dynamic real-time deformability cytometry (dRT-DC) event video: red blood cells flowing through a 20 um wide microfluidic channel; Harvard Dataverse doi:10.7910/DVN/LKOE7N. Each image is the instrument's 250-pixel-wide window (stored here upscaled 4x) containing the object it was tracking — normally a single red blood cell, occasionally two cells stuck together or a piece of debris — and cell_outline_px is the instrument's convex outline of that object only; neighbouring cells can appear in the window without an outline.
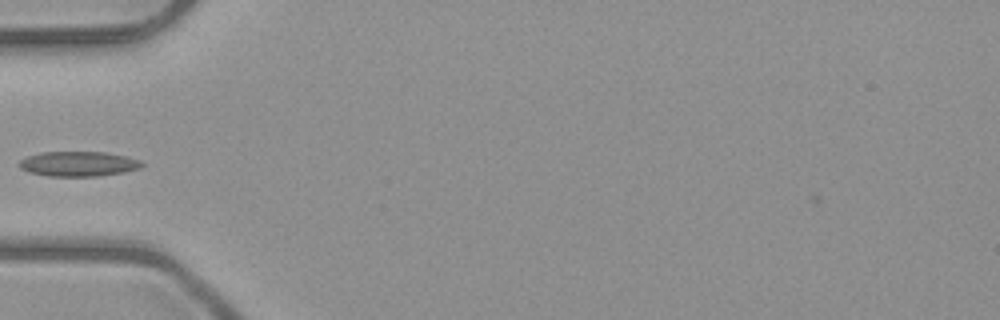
{"species": "common noctule bat (a hibernating species)", "species_latin": "Nyctalus noctula", "temperature_condition": "room temperature", "stored_images_in_passage": 35, "camera_frame_rate_fps": 3000, "um_per_image_px": 0.085, "animal": {"sex": "male", "body_mass_g": 23.1, "forearm_length_mm": 52.7}, "frame": {"image": 1, "passage_image": 1, "time_ms": 0.0, "image_size_px": [1000, 320], "cell_outline_px": [[144, 164], [140, 168], [124, 172], [100, 176], [48, 176], [28, 172], [20, 168], [16, 164], [20, 160], [28, 156], [40, 152], [104, 152], [124, 156], [140, 160]], "centroid_in_image_um": [6.63, 13.93], "position_along_channel_um": 78.4, "area_um2": 17.86}}
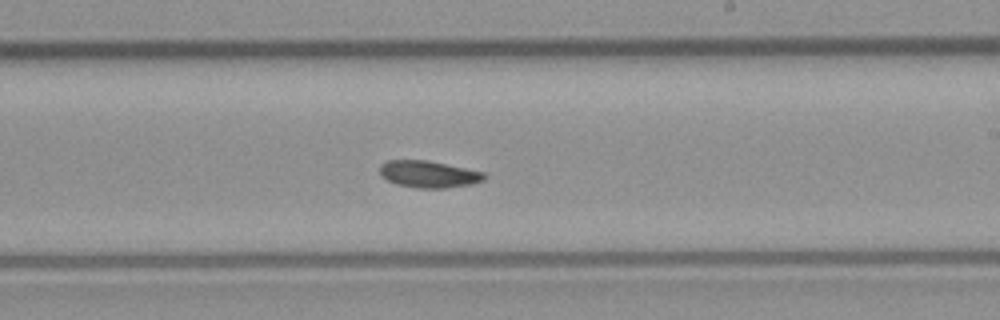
{"frame": {"image": 2, "passage_image": 14, "time_ms": 4.333, "image_size_px": [1000, 320], "cell_outline_px": [[488, 176], [484, 180], [472, 184], [444, 188], [416, 188], [396, 184], [380, 176], [380, 164], [388, 160], [428, 160], [484, 172]], "centroid_in_image_um": [36.43, 14.8], "position_along_channel_um": 252.6, "area_um2": 16.47}}
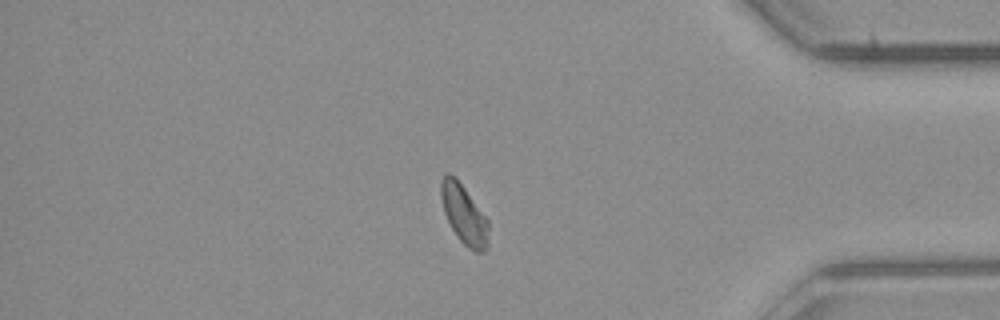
{"frame": {"image": 3, "passage_image": 27, "time_ms": 8.667, "image_size_px": [1000, 320], "cell_outline_px": [[488, 248], [484, 252], [476, 252], [468, 248], [460, 240], [452, 228], [444, 212], [440, 196], [440, 180], [444, 172], [448, 172], [464, 188], [488, 220]], "centroid_in_image_um": [39.43, 18.24], "position_along_channel_um": 395.8, "area_um2": 16.24}}